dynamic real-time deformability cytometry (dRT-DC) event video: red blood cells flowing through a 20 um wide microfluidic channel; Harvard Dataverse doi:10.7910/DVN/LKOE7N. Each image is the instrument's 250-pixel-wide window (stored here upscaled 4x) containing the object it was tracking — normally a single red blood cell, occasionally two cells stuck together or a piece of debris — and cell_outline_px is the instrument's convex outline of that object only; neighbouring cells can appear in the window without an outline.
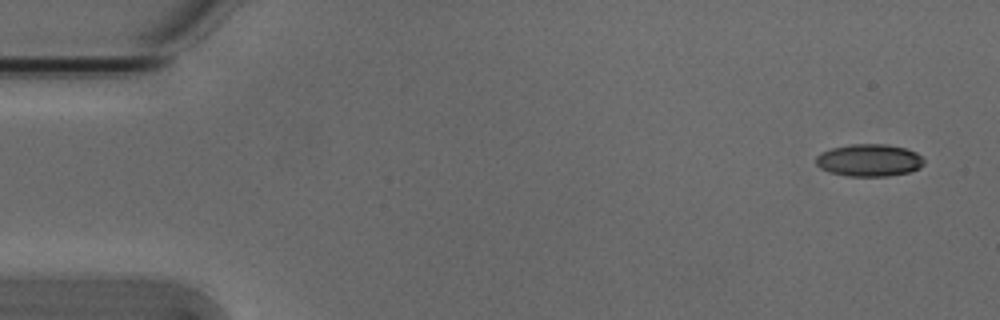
{"species": "Egyptian fruit bat (a non-hibernating species)", "species_latin": "Rousettus aegyptiacus", "temperature_condition": "cold", "stored_images_in_passage": 6, "camera_frame_rate_fps": 3000, "um_per_image_px": 0.085, "animal": {"sex": "male"}, "frame": {"image": 1, "passage_image": 1, "time_ms": 0.0, "image_size_px": [1000, 320], "cell_outline_px": [[924, 164], [920, 168], [908, 172], [888, 176], [848, 176], [832, 172], [820, 168], [816, 164], [816, 156], [820, 152], [832, 148], [852, 144], [888, 144], [904, 148], [916, 152], [924, 160]], "centroid_in_image_um": [73.88, 13.62], "position_along_channel_um": 11.1, "area_um2": 20.29}}
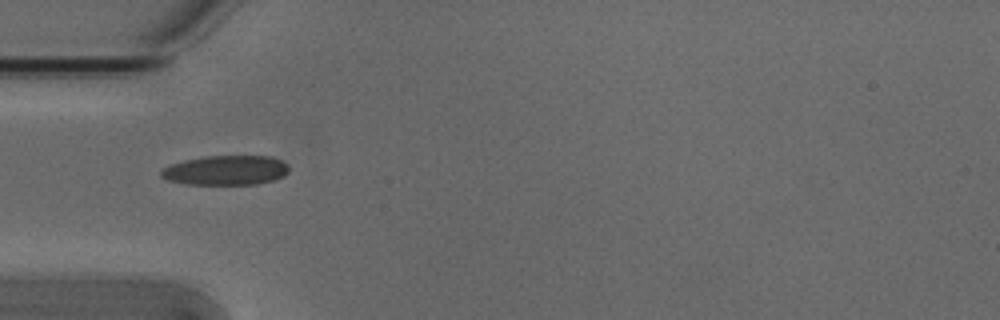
{"frame": {"image": 2, "passage_image": 4, "time_ms": 1.0, "image_size_px": [1000, 320], "cell_outline_px": [[288, 172], [284, 176], [272, 180], [256, 184], [188, 184], [168, 180], [160, 176], [160, 172], [164, 168], [172, 164], [184, 160], [204, 156], [272, 156], [288, 164]], "centroid_in_image_um": [19.21, 14.47], "position_along_channel_um": 65.8, "area_um2": 21.96}}
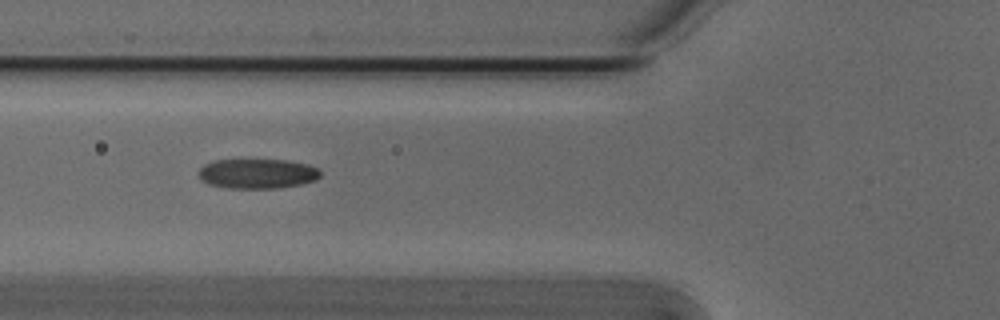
{"frame": {"image": 3, "passage_image": 5, "time_ms": 1.333, "image_size_px": [1000, 320], "cell_outline_px": [[320, 176], [316, 180], [300, 184], [276, 188], [228, 188], [208, 184], [200, 180], [196, 172], [204, 164], [212, 160], [288, 160], [308, 164], [316, 168], [320, 172]], "centroid_in_image_um": [21.82, 14.76], "position_along_channel_um": 104.0, "area_um2": 21.27}}